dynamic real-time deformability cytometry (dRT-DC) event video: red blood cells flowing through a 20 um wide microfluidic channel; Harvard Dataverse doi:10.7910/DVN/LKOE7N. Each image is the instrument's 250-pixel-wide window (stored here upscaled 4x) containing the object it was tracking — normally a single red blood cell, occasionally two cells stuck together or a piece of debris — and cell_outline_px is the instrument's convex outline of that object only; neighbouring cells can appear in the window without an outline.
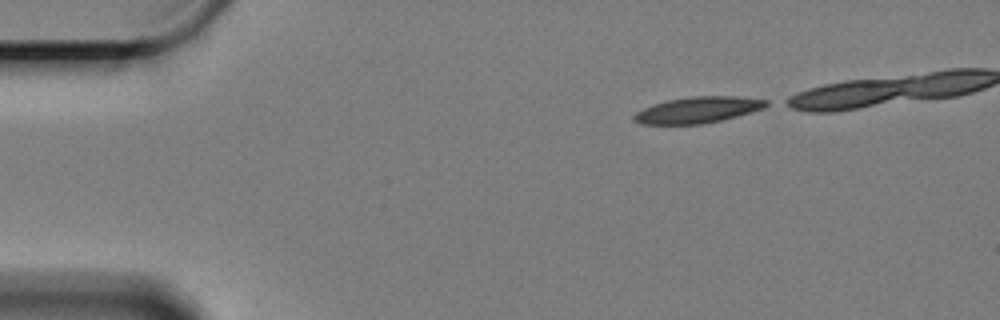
{"species": "Egyptian fruit bat (a non-hibernating species)", "species_latin": "Rousettus aegyptiacus", "temperature_condition": "cold", "stored_images_in_passage": 37, "camera_frame_rate_fps": 3000, "um_per_image_px": 0.085, "animal": {"sex": "female"}, "frame": {"image": 1, "passage_image": 1, "time_ms": 0.0, "image_size_px": [1000, 320], "cell_outline_px": [[772, 104], [764, 108], [736, 116], [704, 124], [640, 124], [632, 120], [632, 116], [636, 112], [652, 104], [668, 100], [692, 96], [736, 96], [768, 100]], "centroid_in_image_um": [59.32, 9.34], "position_along_channel_um": 25.7, "area_um2": 20.23}}
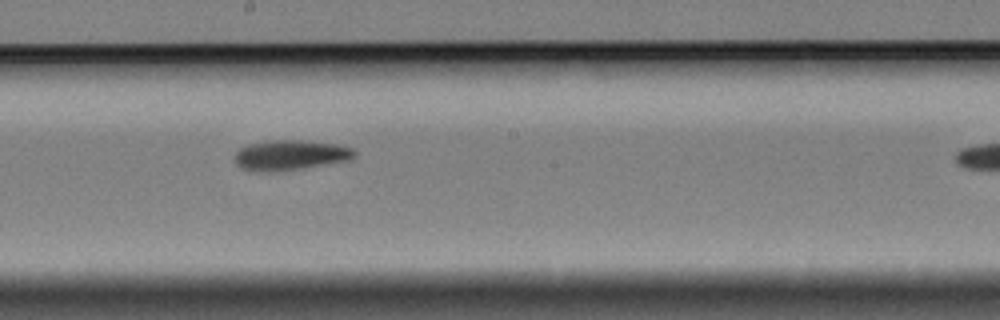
{"frame": {"image": 2, "passage_image": 25, "time_ms": 8.0, "image_size_px": [1000, 320], "cell_outline_px": [[356, 156], [352, 160], [304, 168], [276, 172], [252, 172], [240, 168], [236, 164], [236, 152], [240, 148], [248, 144], [268, 140], [300, 140], [336, 144], [352, 148], [356, 152]], "centroid_in_image_um": [24.67, 13.2], "position_along_channel_um": 223.5, "area_um2": 21.39}}
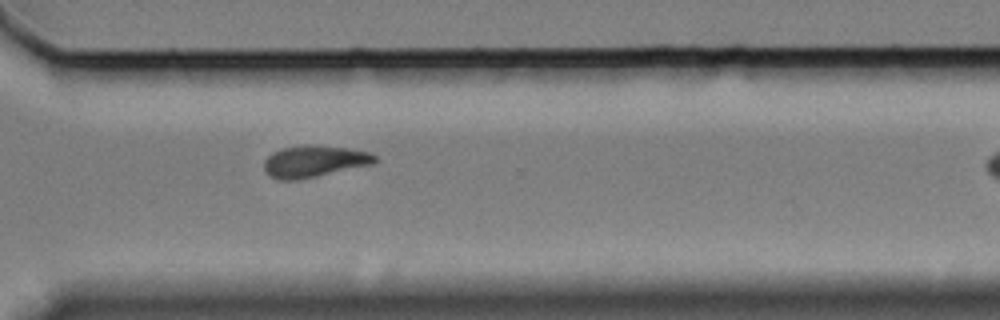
{"frame": {"image": 3, "passage_image": 36, "time_ms": 11.667, "image_size_px": [1000, 320], "cell_outline_px": [[376, 160], [372, 164], [316, 176], [296, 180], [276, 180], [268, 176], [264, 168], [264, 160], [272, 152], [284, 148], [308, 144], [348, 148], [368, 152], [376, 156]], "centroid_in_image_um": [26.65, 13.72], "position_along_channel_um": 343.9, "area_um2": 20.35}}